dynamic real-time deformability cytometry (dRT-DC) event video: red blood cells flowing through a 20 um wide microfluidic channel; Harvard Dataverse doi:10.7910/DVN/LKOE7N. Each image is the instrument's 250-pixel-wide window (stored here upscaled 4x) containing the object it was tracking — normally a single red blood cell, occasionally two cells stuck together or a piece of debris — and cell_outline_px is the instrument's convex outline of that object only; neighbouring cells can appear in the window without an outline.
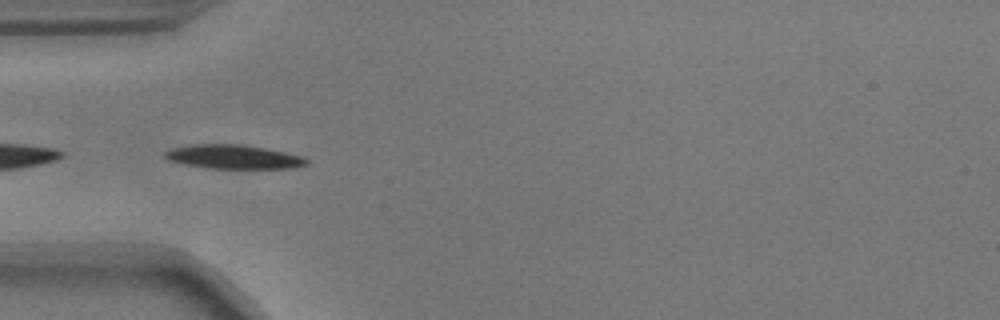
{"species": "common noctule bat (a hibernating species)", "species_latin": "Nyctalus noctula", "temperature_condition": "warm", "stored_images_in_passage": 34, "camera_frame_rate_fps": 3000, "um_per_image_px": 0.085, "animal": {"sex": "male", "body_mass_g": 17.9}, "frame": {"image": 1, "passage_image": 1, "time_ms": 0.0, "image_size_px": [1000, 320], "cell_outline_px": [[308, 164], [292, 168], [208, 168], [184, 164], [168, 160], [164, 156], [164, 152], [172, 148], [196, 144], [240, 144], [264, 148], [304, 156], [308, 160]], "centroid_in_image_um": [19.85, 13.33], "position_along_channel_um": 65.1, "area_um2": 19.65}}
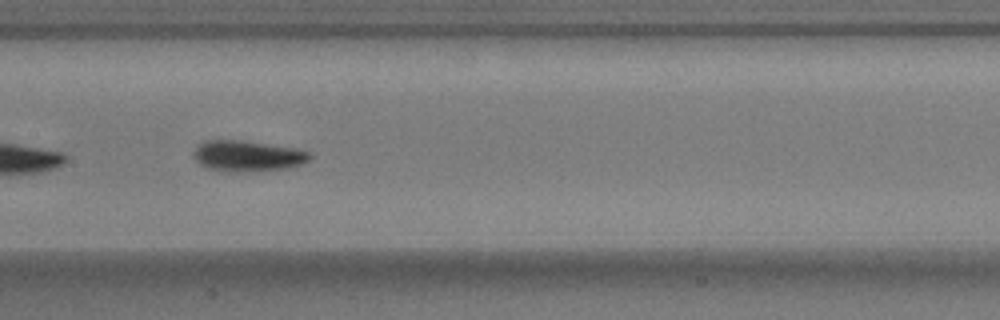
{"frame": {"image": 2, "passage_image": 11, "time_ms": 3.333, "image_size_px": [1000, 320], "cell_outline_px": [[312, 156], [304, 164], [292, 168], [208, 168], [200, 164], [192, 156], [192, 152], [204, 140], [240, 140], [296, 148], [308, 152]], "centroid_in_image_um": [21.07, 13.18], "position_along_channel_um": 186.3, "area_um2": 19.65}}
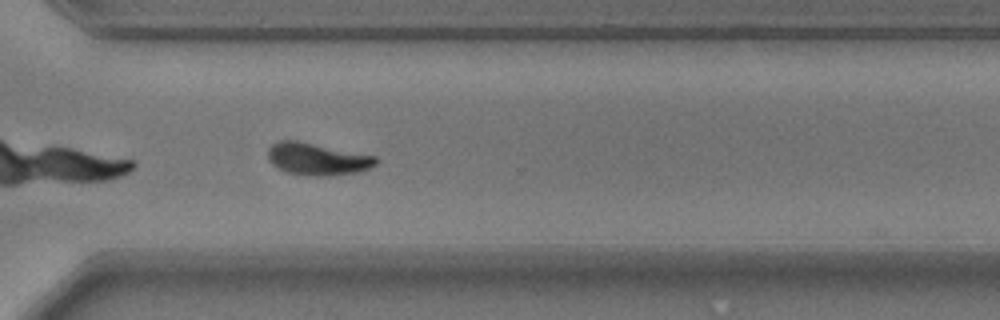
{"frame": {"image": 3, "passage_image": 24, "time_ms": 7.667, "image_size_px": [1000, 320], "cell_outline_px": [[380, 160], [376, 164], [368, 168], [356, 172], [324, 176], [308, 176], [288, 172], [272, 164], [268, 160], [268, 148], [272, 144], [280, 140], [296, 140], [376, 156]], "centroid_in_image_um": [26.96, 13.51], "position_along_channel_um": 343.6, "area_um2": 20.11}, "authors_computed_cell_mechanics": {"area_um2": 19.7098, "velocity_mm_per_s": 3.6364, "shape_relaxation_time_tau1_ms": 1.8282, "shape_relaxation_time_tau2_ms": 2.7769, "deformation_change_tau1": 0.1791, "deformation_change_tau2": 0.0904}}